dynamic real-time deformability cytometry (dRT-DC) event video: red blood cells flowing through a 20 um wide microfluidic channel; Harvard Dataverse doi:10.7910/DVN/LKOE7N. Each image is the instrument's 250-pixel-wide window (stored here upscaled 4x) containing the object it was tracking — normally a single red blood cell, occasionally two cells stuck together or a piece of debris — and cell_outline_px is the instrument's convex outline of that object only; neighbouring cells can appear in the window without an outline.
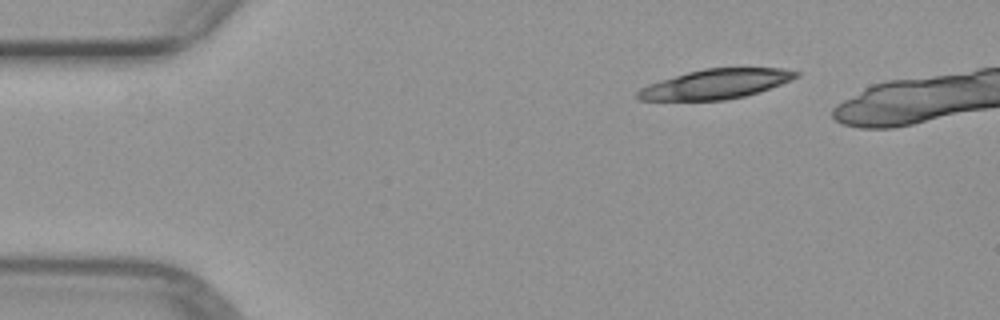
{"species": "common noctule bat (a hibernating species)", "species_latin": "Nyctalus noctula", "temperature_condition": "warm", "stored_images_in_passage": 3, "camera_frame_rate_fps": 3000, "um_per_image_px": 0.085, "animal": {"sex": "female", "body_mass_g": 29.2, "forearm_length_mm": 56.3}, "frame": {"image": 1, "passage_image": 1, "time_ms": 0.0, "image_size_px": [1000, 320], "cell_outline_px": [[800, 76], [792, 80], [744, 96], [724, 100], [640, 100], [636, 96], [636, 92], [640, 88], [648, 84], [660, 80], [688, 72], [704, 68], [784, 68], [800, 72]], "centroid_in_image_um": [60.84, 7.13], "position_along_channel_um": 24.2, "area_um2": 27.17}}